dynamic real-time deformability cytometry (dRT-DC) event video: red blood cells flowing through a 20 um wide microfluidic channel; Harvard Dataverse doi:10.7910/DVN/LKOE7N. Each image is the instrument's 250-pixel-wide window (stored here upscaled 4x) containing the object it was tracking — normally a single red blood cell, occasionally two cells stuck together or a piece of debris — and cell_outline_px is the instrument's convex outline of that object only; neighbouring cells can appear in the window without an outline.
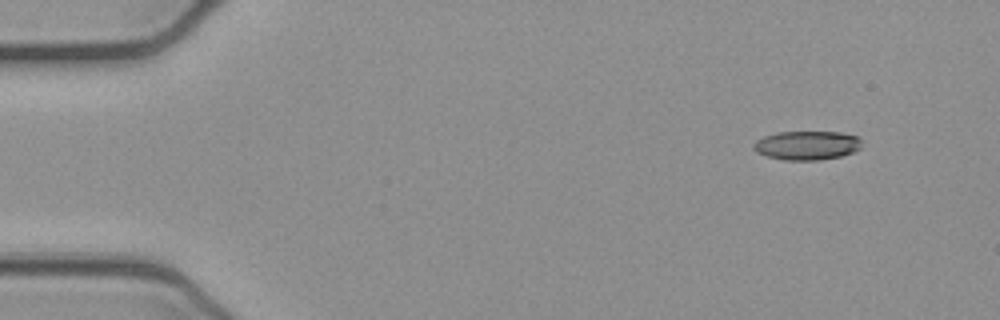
{"species": "common noctule bat (a hibernating species)", "species_latin": "Nyctalus noctula", "temperature_condition": "cold", "stored_images_in_passage": 48, "camera_frame_rate_fps": 3000, "um_per_image_px": 0.085, "animal": {"sex": "female", "body_mass_g": 21.9}, "frame": {"image": 1, "passage_image": 1, "time_ms": 0.0, "image_size_px": [1000, 320], "cell_outline_px": [[860, 148], [852, 152], [840, 156], [820, 160], [784, 160], [768, 156], [756, 152], [752, 148], [752, 144], [756, 140], [764, 136], [776, 132], [840, 132], [856, 136], [860, 140]], "centroid_in_image_um": [68.54, 12.35], "position_along_channel_um": 16.5, "area_um2": 18.21}}
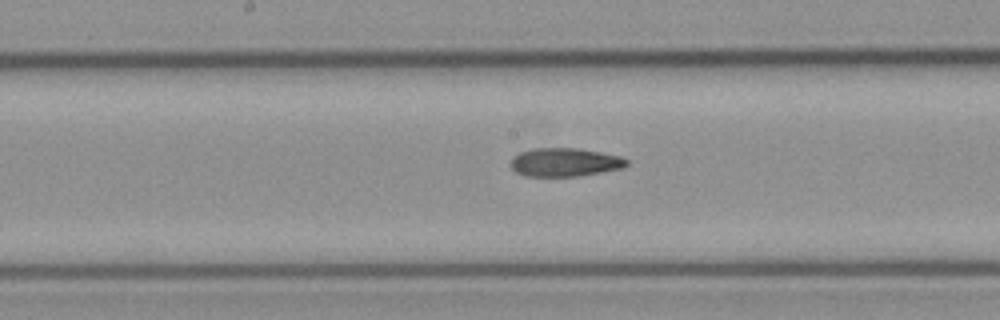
{"frame": {"image": 2, "passage_image": 23, "time_ms": 7.333, "image_size_px": [1000, 320], "cell_outline_px": [[628, 164], [624, 168], [580, 176], [524, 176], [516, 172], [508, 164], [512, 156], [520, 152], [532, 148], [576, 148], [600, 152], [620, 156], [628, 160]], "centroid_in_image_um": [47.98, 13.79], "position_along_channel_um": 200.2, "area_um2": 19.48}}
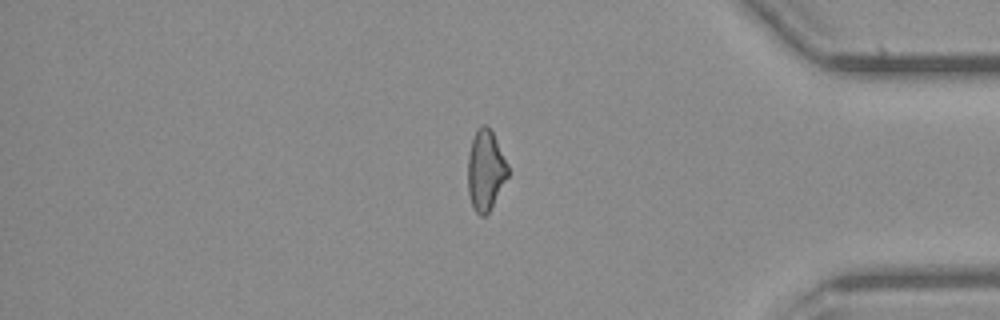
{"frame": {"image": 3, "passage_image": 40, "time_ms": 13.0, "image_size_px": [1000, 320], "cell_outline_px": [[508, 176], [488, 212], [484, 216], [480, 216], [476, 212], [472, 204], [468, 192], [468, 156], [472, 140], [480, 124], [488, 124], [508, 164]], "centroid_in_image_um": [41.27, 14.45], "position_along_channel_um": 393.9, "area_um2": 18.5}, "authors_computed_cell_mechanics": {"area_um2": 19.3919, "velocity_mm_per_s": 3.9127, "shape_relaxation_time_tau1_ms": null, "shape_relaxation_time_tau2_ms": 4.393, "deformation_change_tau1": null, "deformation_change_tau2": 0.1318}}